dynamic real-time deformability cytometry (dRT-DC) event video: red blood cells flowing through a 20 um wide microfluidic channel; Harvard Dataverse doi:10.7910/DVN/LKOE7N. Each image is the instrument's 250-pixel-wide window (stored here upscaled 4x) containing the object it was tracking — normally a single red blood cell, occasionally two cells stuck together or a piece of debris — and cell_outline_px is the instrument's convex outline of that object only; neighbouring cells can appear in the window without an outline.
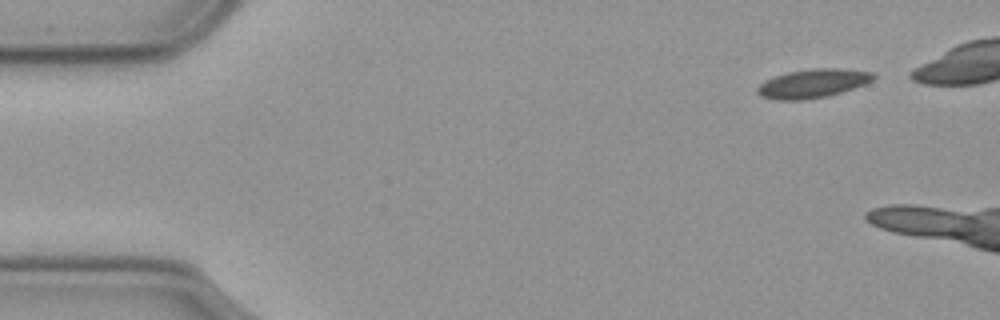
{"species": "common noctule bat (a hibernating species)", "species_latin": "Nyctalus noctula", "temperature_condition": "cold", "stored_images_in_passage": 5, "camera_frame_rate_fps": 3000, "um_per_image_px": 0.085, "animal": {"sex": "male", "body_mass_g": 23.1, "forearm_length_mm": 52.7}, "frame": {"image": 1, "passage_image": 1, "time_ms": 0.0, "image_size_px": [1000, 320], "cell_outline_px": [[876, 76], [872, 80], [864, 84], [840, 92], [824, 96], [804, 100], [776, 100], [760, 96], [756, 92], [756, 88], [764, 80], [788, 72], [812, 68], [836, 68], [872, 72]], "centroid_in_image_um": [69.03, 7.09], "position_along_channel_um": 16.0, "area_um2": 19.25}}